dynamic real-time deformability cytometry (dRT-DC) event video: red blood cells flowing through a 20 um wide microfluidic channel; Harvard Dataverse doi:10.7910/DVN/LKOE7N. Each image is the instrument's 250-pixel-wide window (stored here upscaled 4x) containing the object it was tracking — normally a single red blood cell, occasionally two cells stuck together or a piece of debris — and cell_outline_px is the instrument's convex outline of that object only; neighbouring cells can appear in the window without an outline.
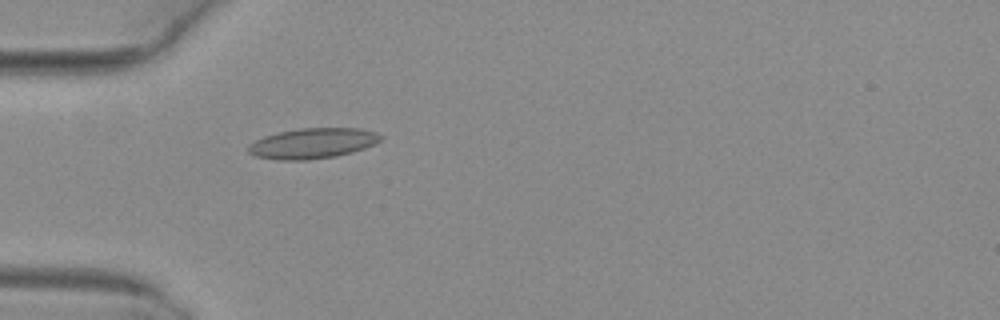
{"species": "common noctule bat (a hibernating species)", "species_latin": "Nyctalus noctula", "temperature_condition": "warm", "stored_images_in_passage": 36, "camera_frame_rate_fps": 3000, "um_per_image_px": 0.085, "animal": {"sex": "female", "body_mass_g": 29.2, "forearm_length_mm": 56.3}, "frame": {"image": 1, "passage_image": 1, "time_ms": 0.0, "image_size_px": [1000, 320], "cell_outline_px": [[384, 136], [380, 140], [364, 148], [352, 152], [336, 156], [308, 160], [280, 160], [256, 156], [248, 152], [248, 144], [264, 136], [276, 132], [300, 128], [360, 128], [376, 132]], "centroid_in_image_um": [26.56, 12.17], "position_along_channel_um": 58.4, "area_um2": 23.47}}
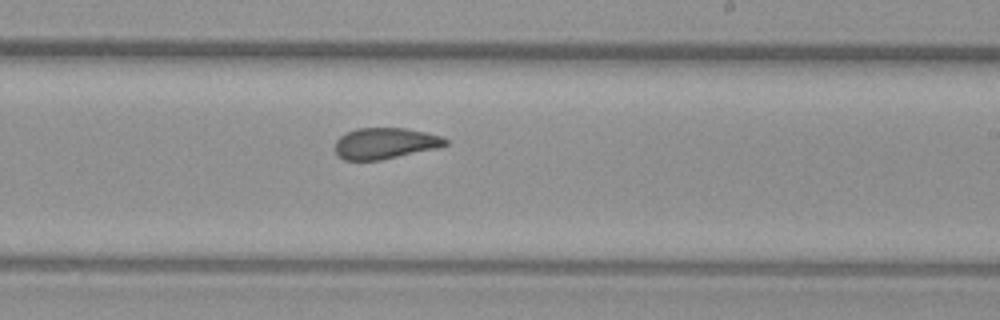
{"frame": {"image": 2, "passage_image": 16, "time_ms": 5.0, "image_size_px": [1000, 320], "cell_outline_px": [[448, 144], [440, 148], [380, 160], [344, 160], [336, 156], [336, 140], [340, 136], [356, 128], [404, 128], [424, 132], [440, 136], [448, 140]], "centroid_in_image_um": [32.74, 12.19], "position_along_channel_um": 256.3, "area_um2": 20.06}}
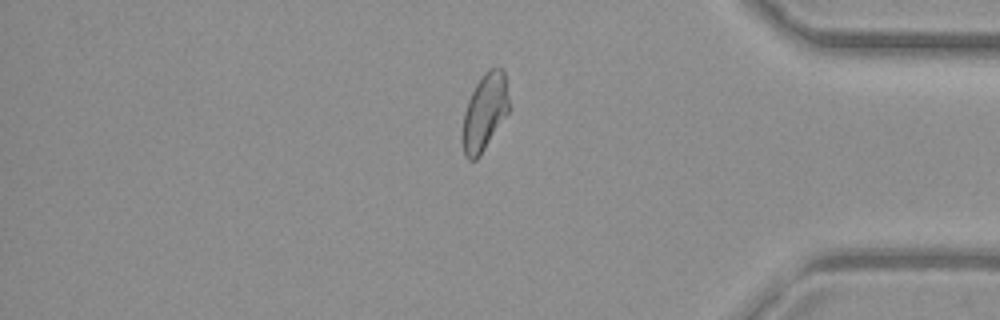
{"frame": {"image": 3, "passage_image": 28, "time_ms": 9.0, "image_size_px": [1000, 320], "cell_outline_px": [[508, 112], [480, 156], [476, 160], [468, 160], [464, 156], [460, 136], [464, 112], [468, 100], [476, 84], [484, 72], [488, 68], [500, 68], [504, 72], [508, 96]], "centroid_in_image_um": [41.15, 9.58], "position_along_channel_um": 394.1, "area_um2": 20.87}, "authors_computed_cell_mechanics": {"area_um2": 20.9236, "velocity_mm_per_s": 4.0745, "shape_relaxation_time_tau1_ms": null, "shape_relaxation_time_tau2_ms": 1.5343, "deformation_change_tau1": null, "deformation_change_tau2": 0.077}}